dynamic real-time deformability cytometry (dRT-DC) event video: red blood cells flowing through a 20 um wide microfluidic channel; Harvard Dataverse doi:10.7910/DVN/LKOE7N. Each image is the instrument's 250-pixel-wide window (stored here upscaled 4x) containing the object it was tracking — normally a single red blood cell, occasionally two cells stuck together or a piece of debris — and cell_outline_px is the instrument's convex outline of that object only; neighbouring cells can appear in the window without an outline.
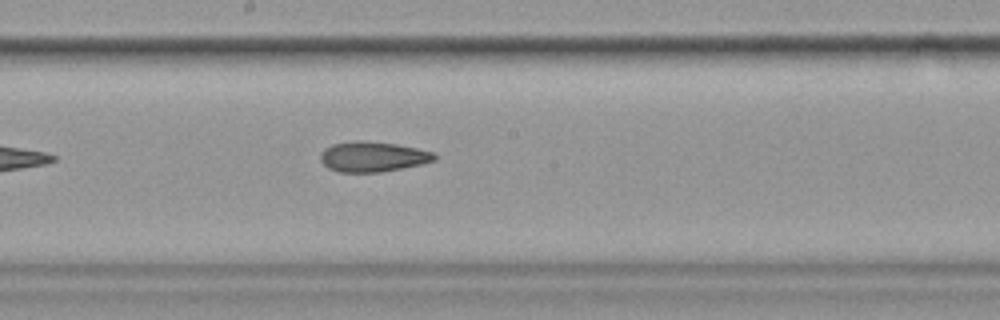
{"species": "common noctule bat (a hibernating species)", "species_latin": "Nyctalus noctula", "temperature_condition": "cold", "stored_images_in_passage": 8, "camera_frame_rate_fps": 3000, "um_per_image_px": 0.085, "animal": {"sex": "female", "body_mass_g": 19.9}, "frame": {"image": 1, "passage_image": 8, "time_ms": 8.333, "image_size_px": [1000, 320], "cell_outline_px": [[436, 160], [424, 164], [380, 172], [340, 172], [328, 168], [320, 160], [320, 152], [324, 148], [332, 144], [356, 140], [360, 140], [396, 144], [436, 152]], "centroid_in_image_um": [31.69, 13.31], "position_along_channel_um": 216.5, "area_um2": 20.23}}